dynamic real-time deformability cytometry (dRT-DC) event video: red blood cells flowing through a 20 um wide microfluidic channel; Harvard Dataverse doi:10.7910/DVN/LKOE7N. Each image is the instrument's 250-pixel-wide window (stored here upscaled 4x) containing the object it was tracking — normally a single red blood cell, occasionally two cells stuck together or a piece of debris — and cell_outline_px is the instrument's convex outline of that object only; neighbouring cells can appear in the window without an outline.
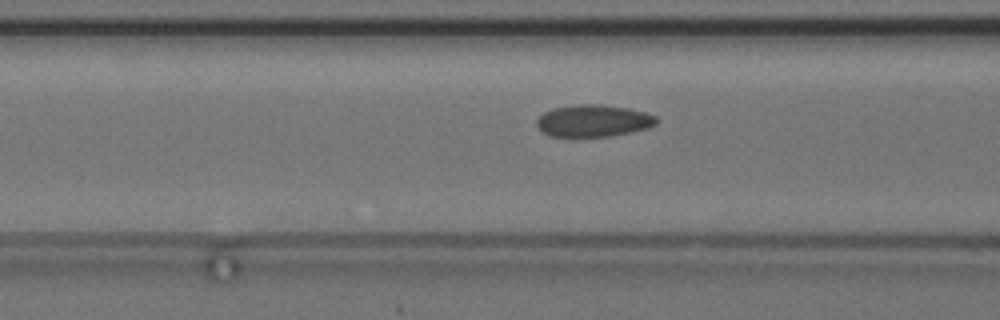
{"species": "common noctule bat (a hibernating species)", "species_latin": "Nyctalus noctula", "temperature_condition": "cold", "stored_images_in_passage": 37, "camera_frame_rate_fps": 3000, "um_per_image_px": 0.085, "animal": {"sex": "female", "body_mass_g": 24.6, "forearm_length_mm": 56.2}, "frame": {"image": 1, "passage_image": 7, "time_ms": 2.0, "image_size_px": [1000, 320], "cell_outline_px": [[660, 120], [656, 124], [648, 128], [612, 136], [548, 136], [540, 132], [536, 124], [536, 120], [544, 112], [552, 108], [584, 104], [600, 104], [628, 108], [644, 112], [656, 116]], "centroid_in_image_um": [50.43, 10.27], "position_along_channel_um": 116.2, "area_um2": 22.43}}
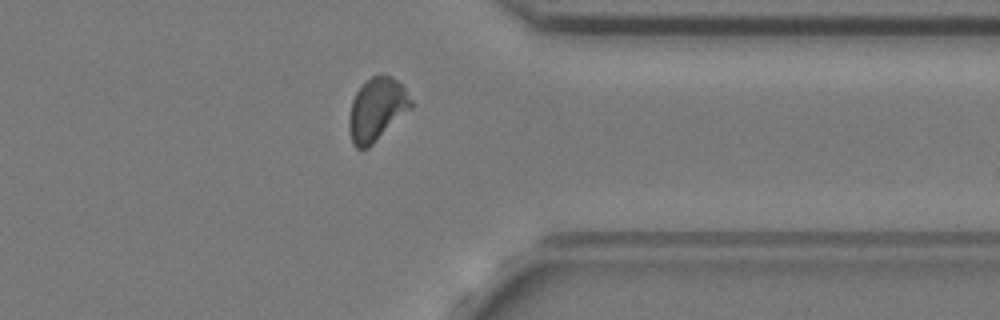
{"frame": {"image": 2, "passage_image": 29, "time_ms": 9.333, "image_size_px": [1000, 320], "cell_outline_px": [[412, 108], [368, 148], [356, 148], [352, 144], [348, 128], [348, 116], [352, 100], [356, 92], [372, 76], [392, 76], [404, 88], [412, 100]], "centroid_in_image_um": [32.01, 9.33], "position_along_channel_um": 379.4, "area_um2": 22.54}}
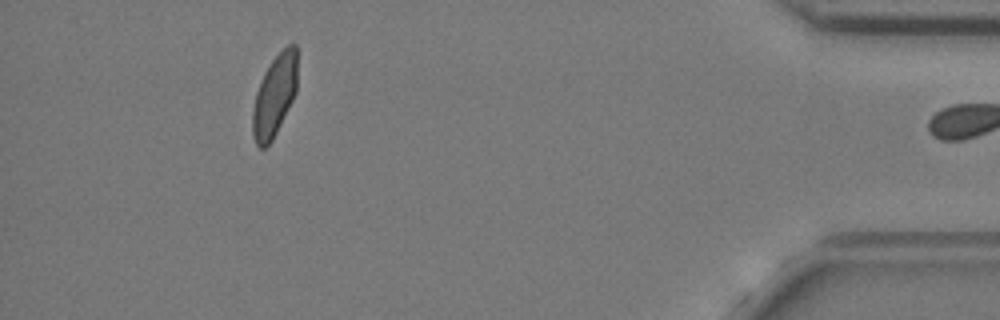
{"frame": {"image": 3, "passage_image": 36, "time_ms": 11.667, "image_size_px": [1000, 320], "cell_outline_px": [[296, 92], [272, 140], [264, 148], [260, 148], [256, 144], [252, 136], [252, 108], [256, 92], [264, 72], [272, 60], [288, 44], [296, 44]], "centroid_in_image_um": [23.3, 8.15], "position_along_channel_um": 411.9, "area_um2": 20.98}, "authors_computed_cell_mechanics": {"area_um2": 22.1952, "velocity_mm_per_s": 3.668, "shape_relaxation_time_tau1_ms": 5.3791, "shape_relaxation_time_tau2_ms": 1.3605, "deformation_change_tau1": 0.0858, "deformation_change_tau2": 0.0659}}